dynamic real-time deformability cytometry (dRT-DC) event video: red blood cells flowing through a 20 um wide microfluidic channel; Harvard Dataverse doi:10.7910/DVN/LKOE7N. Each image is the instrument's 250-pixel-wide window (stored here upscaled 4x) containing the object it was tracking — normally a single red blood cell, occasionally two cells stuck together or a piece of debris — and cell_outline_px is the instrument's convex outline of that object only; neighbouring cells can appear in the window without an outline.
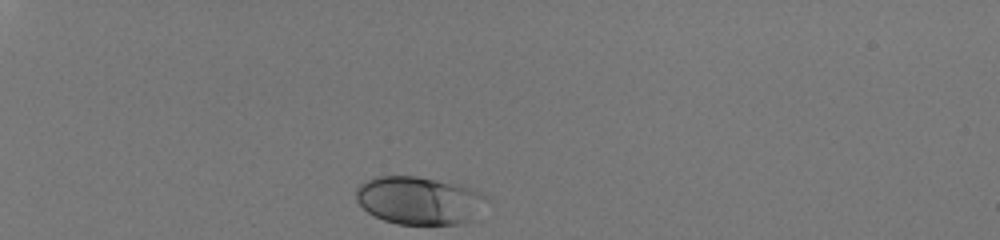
{"species": "human", "species_latin": "Homo sapiens", "temperature_condition": "room temperature", "stored_images_in_passage": 32, "camera_frame_rate_fps": 3000, "um_per_image_px": 0.085, "donor": {"sex": "male"}, "frame": {"image": 1, "passage_image": 1, "time_ms": 0.0, "image_size_px": [1000, 240], "cell_outline_px": [[488, 200], [472, 220], [456, 224], [396, 224], [384, 220], [368, 212], [356, 200], [356, 188], [360, 184], [368, 180], [380, 176], [416, 176], [468, 188], [480, 192], [488, 196]], "centroid_in_image_um": [35.61, 17.05], "position_along_channel_um": 49.4, "area_um2": 35.95}}
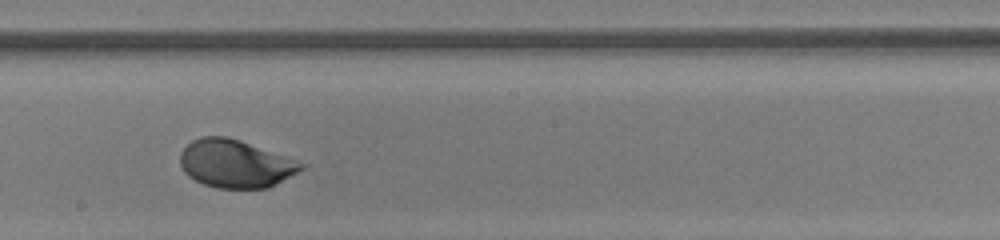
{"frame": {"image": 2, "passage_image": 19, "time_ms": 6.0, "image_size_px": [1000, 240], "cell_outline_px": [[308, 164], [304, 168], [268, 188], [216, 188], [204, 184], [188, 176], [184, 172], [180, 164], [180, 152], [192, 140], [200, 136], [228, 136], [240, 140]], "centroid_in_image_um": [19.99, 13.9], "position_along_channel_um": 228.2, "area_um2": 33.76}}
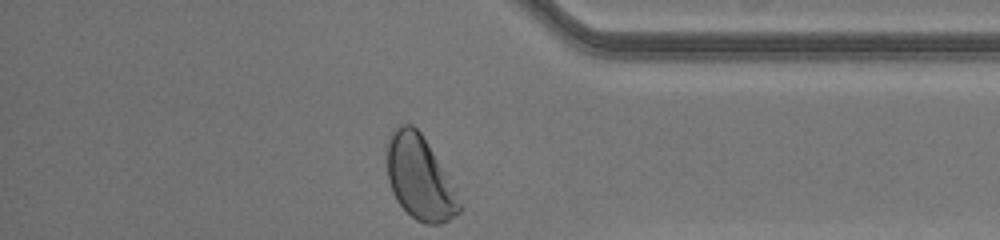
{"frame": {"image": 3, "passage_image": 32, "time_ms": 10.333, "image_size_px": [1000, 240], "cell_outline_px": [[464, 208], [460, 212], [448, 220], [440, 224], [428, 224], [416, 220], [396, 200], [392, 192], [388, 180], [388, 136], [392, 128], [396, 124], [412, 124], [420, 132], [428, 144], [456, 188]], "centroid_in_image_um": [35.7, 15.11], "position_along_channel_um": 399.5, "area_um2": 35.49}, "authors_computed_cell_mechanics": {"area_um2": 34.4488, "velocity_mm_per_s": 4.0797, "shape_relaxation_time_tau1_ms": 2.427, "shape_relaxation_time_tau2_ms": null, "deformation_change_tau1": 0.1517, "deformation_change_tau2": null}}